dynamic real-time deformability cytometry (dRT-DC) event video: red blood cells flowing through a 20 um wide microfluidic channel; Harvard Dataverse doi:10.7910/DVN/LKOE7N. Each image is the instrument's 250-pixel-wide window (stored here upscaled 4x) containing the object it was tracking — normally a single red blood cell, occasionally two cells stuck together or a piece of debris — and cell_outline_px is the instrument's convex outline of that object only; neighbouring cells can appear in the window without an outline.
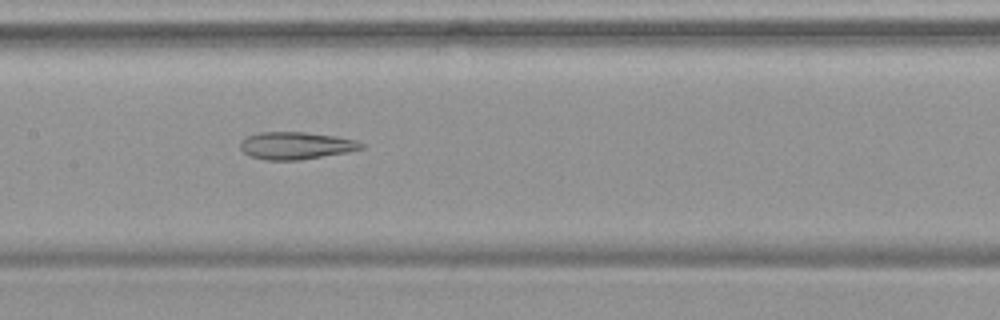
{"species": "common noctule bat (a hibernating species)", "species_latin": "Nyctalus noctula", "temperature_condition": "warm", "stored_images_in_passage": 33, "camera_frame_rate_fps": 3000, "um_per_image_px": 0.085, "animal": {"sex": "female", "body_mass_g": 19.9}, "frame": {"image": 1, "passage_image": 15, "time_ms": 4.667, "image_size_px": [1000, 320], "cell_outline_px": [[364, 148], [348, 152], [300, 160], [264, 160], [248, 156], [240, 148], [240, 140], [248, 136], [260, 132], [304, 132], [336, 136], [356, 140], [364, 144]], "centroid_in_image_um": [25.14, 12.38], "position_along_channel_um": 182.3, "area_um2": 19.42}}
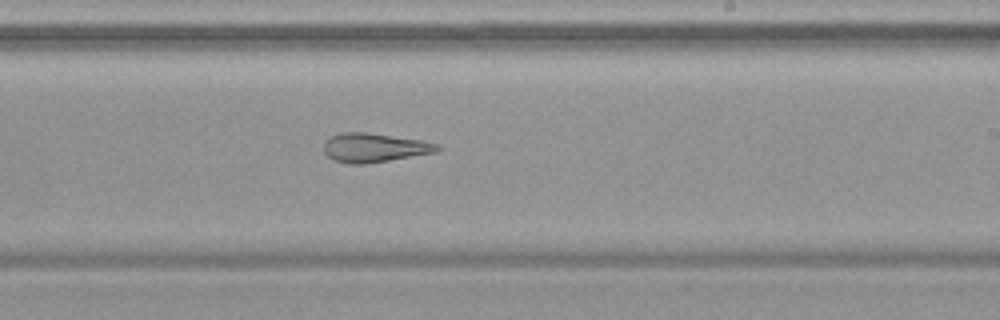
{"frame": {"image": 2, "passage_image": 21, "time_ms": 6.667, "image_size_px": [1000, 320], "cell_outline_px": [[440, 148], [436, 152], [364, 164], [348, 164], [336, 160], [328, 156], [324, 152], [324, 144], [332, 136], [340, 132], [364, 132], [420, 140], [440, 144]], "centroid_in_image_um": [31.81, 12.55], "position_along_channel_um": 257.2, "area_um2": 18.84}}
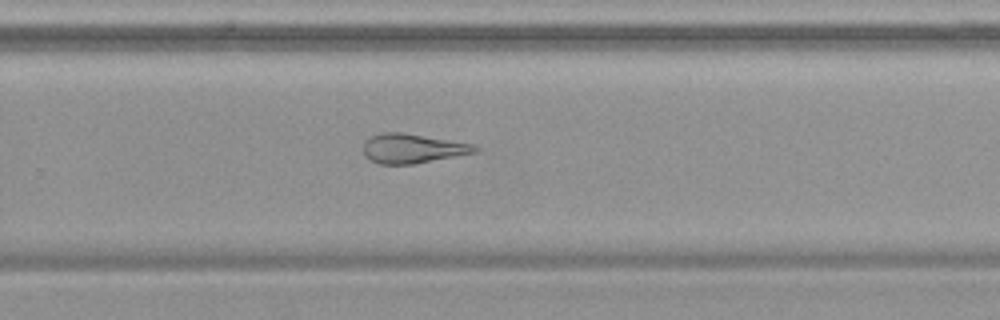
{"frame": {"image": 3, "passage_image": 24, "time_ms": 7.667, "image_size_px": [1000, 320], "cell_outline_px": [[480, 148], [476, 152], [412, 164], [380, 164], [368, 160], [364, 156], [364, 140], [368, 136], [380, 132], [404, 132], [472, 144]], "centroid_in_image_um": [34.98, 12.61], "position_along_channel_um": 294.8, "area_um2": 19.19}}